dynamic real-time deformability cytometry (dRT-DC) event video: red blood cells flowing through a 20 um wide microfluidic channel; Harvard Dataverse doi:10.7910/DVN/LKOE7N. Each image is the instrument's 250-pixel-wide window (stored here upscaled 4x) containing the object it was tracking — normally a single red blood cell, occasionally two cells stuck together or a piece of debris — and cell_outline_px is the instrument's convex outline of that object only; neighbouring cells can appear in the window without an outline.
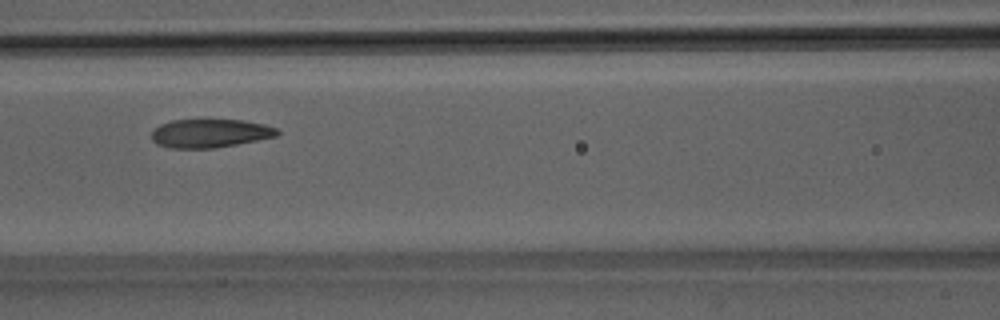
{"species": "Egyptian fruit bat (a non-hibernating species)", "species_latin": "Rousettus aegyptiacus", "temperature_condition": "room temperature", "stored_images_in_passage": 45, "camera_frame_rate_fps": 3000, "um_per_image_px": 0.085, "animal": {"sex": "male"}, "frame": {"image": 1, "passage_image": 17, "time_ms": 5.333, "image_size_px": [1000, 320], "cell_outline_px": [[280, 132], [276, 136], [236, 144], [212, 148], [172, 148], [156, 144], [152, 140], [152, 132], [160, 124], [172, 120], [244, 120], [264, 124], [276, 128]], "centroid_in_image_um": [17.84, 11.33], "position_along_channel_um": 148.8, "area_um2": 20.69}}
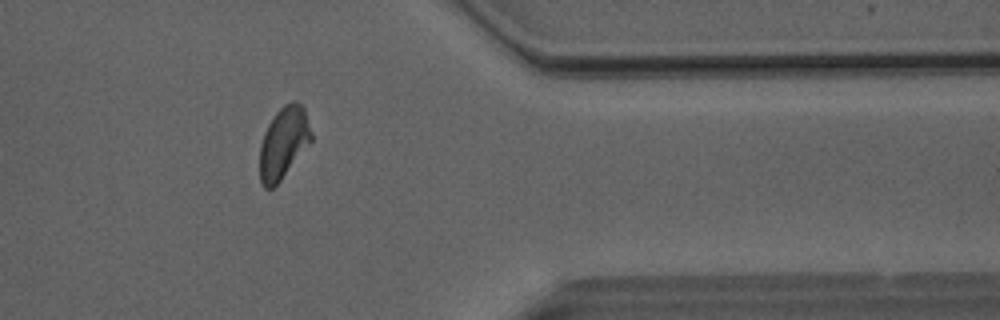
{"frame": {"image": 2, "passage_image": 36, "time_ms": 11.667, "image_size_px": [1000, 320], "cell_outline_px": [[312, 140], [280, 180], [272, 188], [264, 188], [260, 184], [260, 144], [264, 132], [268, 124], [276, 112], [284, 104], [296, 100], [304, 108], [312, 132]], "centroid_in_image_um": [24.09, 12.12], "position_along_channel_um": 387.3, "area_um2": 21.33}}
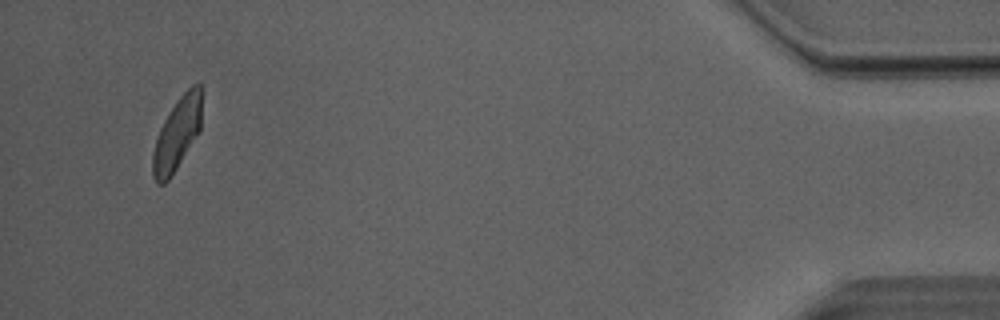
{"frame": {"image": 3, "passage_image": 43, "time_ms": 14.0, "image_size_px": [1000, 320], "cell_outline_px": [[204, 88], [200, 132], [168, 180], [164, 184], [156, 184], [152, 176], [152, 156], [156, 140], [160, 128], [168, 112], [180, 96], [192, 84], [200, 84]], "centroid_in_image_um": [15.09, 11.33], "position_along_channel_um": 420.1, "area_um2": 21.1}, "authors_computed_cell_mechanics": {"area_um2": 21.9062, "velocity_mm_per_s": 4.0137, "shape_relaxation_time_tau1_ms": 3.585, "shape_relaxation_time_tau2_ms": 1.6419, "deformation_change_tau1": 0.1301, "deformation_change_tau2": 0.0805}}